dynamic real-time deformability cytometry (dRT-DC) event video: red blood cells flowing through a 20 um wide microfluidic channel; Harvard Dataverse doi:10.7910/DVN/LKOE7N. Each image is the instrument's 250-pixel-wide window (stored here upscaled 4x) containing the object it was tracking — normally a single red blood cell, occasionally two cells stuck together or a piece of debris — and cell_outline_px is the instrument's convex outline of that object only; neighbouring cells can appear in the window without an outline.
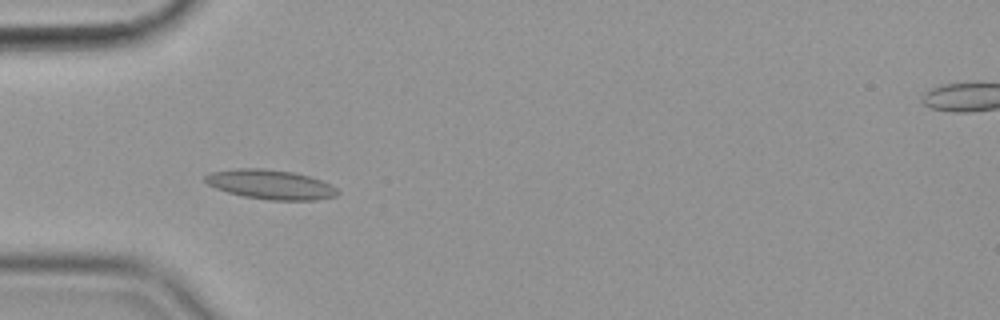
{"species": "common noctule bat (a hibernating species)", "species_latin": "Nyctalus noctula", "temperature_condition": "cold", "stored_images_in_passage": 45, "camera_frame_rate_fps": 3000, "um_per_image_px": 0.085, "animal": {"sex": "female", "body_mass_g": 19.9}, "frame": {"image": 1, "passage_image": 6, "time_ms": 1.667, "image_size_px": [1000, 320], "cell_outline_px": [[340, 192], [336, 196], [316, 200], [272, 200], [244, 196], [228, 192], [216, 188], [208, 184], [204, 180], [204, 176], [208, 172], [240, 168], [260, 168], [292, 172], [308, 176], [320, 180], [336, 188]], "centroid_in_image_um": [22.97, 15.68], "position_along_channel_um": 62.0, "area_um2": 22.54}}
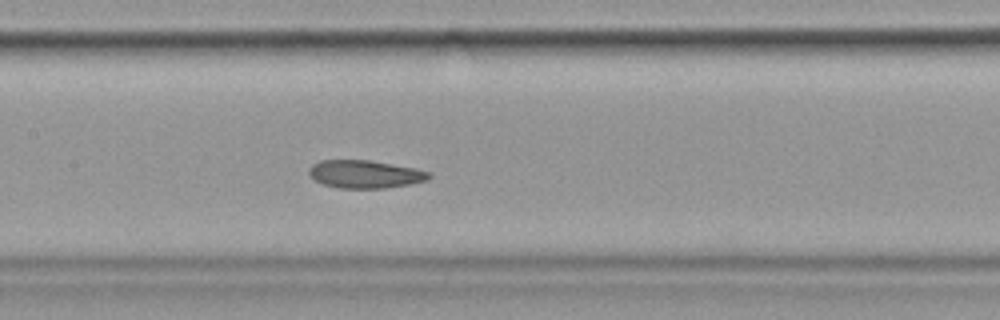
{"frame": {"image": 2, "passage_image": 16, "time_ms": 5.0, "image_size_px": [1000, 320], "cell_outline_px": [[432, 176], [428, 180], [408, 184], [384, 188], [340, 188], [324, 184], [316, 180], [308, 172], [308, 168], [312, 164], [320, 160], [368, 160], [416, 168], [428, 172]], "centroid_in_image_um": [31.02, 14.79], "position_along_channel_um": 176.4, "area_um2": 19.36}}
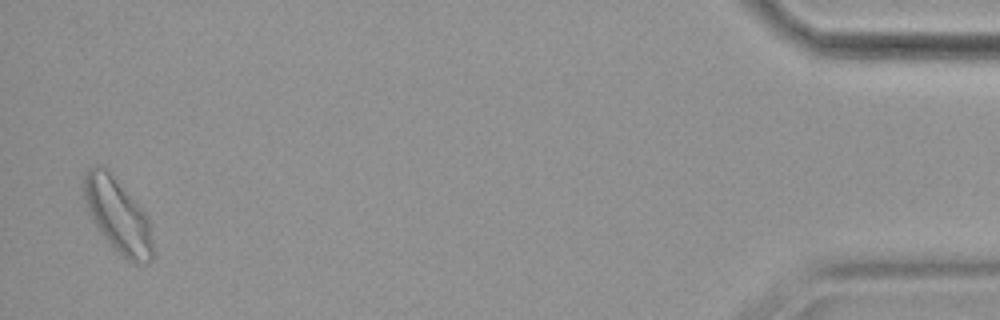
{"frame": {"image": 3, "passage_image": 44, "time_ms": 14.333, "image_size_px": [1000, 320], "cell_outline_px": [[152, 260], [148, 264], [136, 264], [124, 260], [104, 236], [96, 224], [92, 216], [84, 192], [84, 172], [92, 164], [100, 164], [108, 168], [136, 200], [148, 216], [152, 244]], "centroid_in_image_um": [10.05, 18.29], "position_along_channel_um": 425.2, "area_um2": 29.77}, "authors_computed_cell_mechanics": {"area_um2": 20.808, "velocity_mm_per_s": 3.5358, "shape_relaxation_time_tau1_ms": null, "shape_relaxation_time_tau2_ms": 3.0083, "deformation_change_tau1": null, "deformation_change_tau2": 0.0778}}